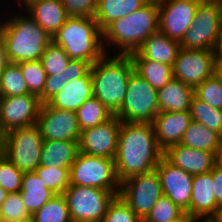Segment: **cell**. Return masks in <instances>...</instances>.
I'll return each mask as SVG.
<instances>
[{"mask_svg":"<svg viewBox=\"0 0 222 222\" xmlns=\"http://www.w3.org/2000/svg\"><path fill=\"white\" fill-rule=\"evenodd\" d=\"M163 154L152 123L121 121L114 159L120 183L132 176L155 170Z\"/></svg>","mask_w":222,"mask_h":222,"instance_id":"6da1fadb","label":"cell"},{"mask_svg":"<svg viewBox=\"0 0 222 222\" xmlns=\"http://www.w3.org/2000/svg\"><path fill=\"white\" fill-rule=\"evenodd\" d=\"M5 21L0 20L7 58L9 62L21 63L41 60L52 42V37L27 13H15Z\"/></svg>","mask_w":222,"mask_h":222,"instance_id":"7a4b0ae2","label":"cell"},{"mask_svg":"<svg viewBox=\"0 0 222 222\" xmlns=\"http://www.w3.org/2000/svg\"><path fill=\"white\" fill-rule=\"evenodd\" d=\"M158 21V5L154 4H145L139 10L113 21L102 31L106 54L111 53L108 52V45L117 48L116 53L120 55L135 52L158 31Z\"/></svg>","mask_w":222,"mask_h":222,"instance_id":"3957f363","label":"cell"},{"mask_svg":"<svg viewBox=\"0 0 222 222\" xmlns=\"http://www.w3.org/2000/svg\"><path fill=\"white\" fill-rule=\"evenodd\" d=\"M134 64L129 55L105 54L91 67L93 96L114 115L122 105Z\"/></svg>","mask_w":222,"mask_h":222,"instance_id":"277c9868","label":"cell"},{"mask_svg":"<svg viewBox=\"0 0 222 222\" xmlns=\"http://www.w3.org/2000/svg\"><path fill=\"white\" fill-rule=\"evenodd\" d=\"M52 41L72 60H84L92 65L106 54L102 30L94 17L69 16Z\"/></svg>","mask_w":222,"mask_h":222,"instance_id":"5b68a950","label":"cell"},{"mask_svg":"<svg viewBox=\"0 0 222 222\" xmlns=\"http://www.w3.org/2000/svg\"><path fill=\"white\" fill-rule=\"evenodd\" d=\"M221 27V0H201L191 27L179 42L180 48L215 50Z\"/></svg>","mask_w":222,"mask_h":222,"instance_id":"8992f818","label":"cell"},{"mask_svg":"<svg viewBox=\"0 0 222 222\" xmlns=\"http://www.w3.org/2000/svg\"><path fill=\"white\" fill-rule=\"evenodd\" d=\"M43 138L39 127L15 128L2 135V153L23 173L40 166Z\"/></svg>","mask_w":222,"mask_h":222,"instance_id":"52a82bcc","label":"cell"},{"mask_svg":"<svg viewBox=\"0 0 222 222\" xmlns=\"http://www.w3.org/2000/svg\"><path fill=\"white\" fill-rule=\"evenodd\" d=\"M70 185L104 189L115 196L120 193L114 159L77 153L70 167Z\"/></svg>","mask_w":222,"mask_h":222,"instance_id":"ba28073f","label":"cell"},{"mask_svg":"<svg viewBox=\"0 0 222 222\" xmlns=\"http://www.w3.org/2000/svg\"><path fill=\"white\" fill-rule=\"evenodd\" d=\"M159 112L157 90L133 71L124 101L114 115L123 122L152 123Z\"/></svg>","mask_w":222,"mask_h":222,"instance_id":"9c48e42d","label":"cell"},{"mask_svg":"<svg viewBox=\"0 0 222 222\" xmlns=\"http://www.w3.org/2000/svg\"><path fill=\"white\" fill-rule=\"evenodd\" d=\"M72 222H102L115 195L107 190L69 185L63 194Z\"/></svg>","mask_w":222,"mask_h":222,"instance_id":"30bf717a","label":"cell"},{"mask_svg":"<svg viewBox=\"0 0 222 222\" xmlns=\"http://www.w3.org/2000/svg\"><path fill=\"white\" fill-rule=\"evenodd\" d=\"M162 195V186L156 170L132 176L120 184L119 196L142 220Z\"/></svg>","mask_w":222,"mask_h":222,"instance_id":"8fae6325","label":"cell"},{"mask_svg":"<svg viewBox=\"0 0 222 222\" xmlns=\"http://www.w3.org/2000/svg\"><path fill=\"white\" fill-rule=\"evenodd\" d=\"M172 70L174 79L195 88L216 72L215 50L180 48Z\"/></svg>","mask_w":222,"mask_h":222,"instance_id":"7c38bea8","label":"cell"},{"mask_svg":"<svg viewBox=\"0 0 222 222\" xmlns=\"http://www.w3.org/2000/svg\"><path fill=\"white\" fill-rule=\"evenodd\" d=\"M44 141H79L81 129L76 112L41 104L37 123Z\"/></svg>","mask_w":222,"mask_h":222,"instance_id":"4fadbf2b","label":"cell"},{"mask_svg":"<svg viewBox=\"0 0 222 222\" xmlns=\"http://www.w3.org/2000/svg\"><path fill=\"white\" fill-rule=\"evenodd\" d=\"M41 102L33 94L0 96V134L37 123Z\"/></svg>","mask_w":222,"mask_h":222,"instance_id":"5bb4252c","label":"cell"},{"mask_svg":"<svg viewBox=\"0 0 222 222\" xmlns=\"http://www.w3.org/2000/svg\"><path fill=\"white\" fill-rule=\"evenodd\" d=\"M201 0H166L158 6V31L180 42L191 27Z\"/></svg>","mask_w":222,"mask_h":222,"instance_id":"9a60e30c","label":"cell"},{"mask_svg":"<svg viewBox=\"0 0 222 222\" xmlns=\"http://www.w3.org/2000/svg\"><path fill=\"white\" fill-rule=\"evenodd\" d=\"M155 170L160 179L163 195L167 196L190 217L193 175L174 166L164 156L160 159Z\"/></svg>","mask_w":222,"mask_h":222,"instance_id":"2e32d148","label":"cell"},{"mask_svg":"<svg viewBox=\"0 0 222 222\" xmlns=\"http://www.w3.org/2000/svg\"><path fill=\"white\" fill-rule=\"evenodd\" d=\"M121 121L113 116L108 121L81 131L79 152L115 159Z\"/></svg>","mask_w":222,"mask_h":222,"instance_id":"e0dca14e","label":"cell"},{"mask_svg":"<svg viewBox=\"0 0 222 222\" xmlns=\"http://www.w3.org/2000/svg\"><path fill=\"white\" fill-rule=\"evenodd\" d=\"M191 121L190 111H160L152 122L159 148L164 152L170 146L180 144Z\"/></svg>","mask_w":222,"mask_h":222,"instance_id":"ac0fdd59","label":"cell"},{"mask_svg":"<svg viewBox=\"0 0 222 222\" xmlns=\"http://www.w3.org/2000/svg\"><path fill=\"white\" fill-rule=\"evenodd\" d=\"M163 156L174 166L191 175L209 172L214 167V153L189 148L181 144L170 146Z\"/></svg>","mask_w":222,"mask_h":222,"instance_id":"d6986e66","label":"cell"},{"mask_svg":"<svg viewBox=\"0 0 222 222\" xmlns=\"http://www.w3.org/2000/svg\"><path fill=\"white\" fill-rule=\"evenodd\" d=\"M211 171L193 175L192 194L190 199V218L207 221L219 206L213 192Z\"/></svg>","mask_w":222,"mask_h":222,"instance_id":"ffe728a7","label":"cell"},{"mask_svg":"<svg viewBox=\"0 0 222 222\" xmlns=\"http://www.w3.org/2000/svg\"><path fill=\"white\" fill-rule=\"evenodd\" d=\"M91 97H93V83L90 71L85 77L67 81L64 87L47 104L60 110L76 112Z\"/></svg>","mask_w":222,"mask_h":222,"instance_id":"44dd1931","label":"cell"},{"mask_svg":"<svg viewBox=\"0 0 222 222\" xmlns=\"http://www.w3.org/2000/svg\"><path fill=\"white\" fill-rule=\"evenodd\" d=\"M180 44L157 31L146 39L141 46L129 54L130 58H145L173 67Z\"/></svg>","mask_w":222,"mask_h":222,"instance_id":"7402d4cb","label":"cell"},{"mask_svg":"<svg viewBox=\"0 0 222 222\" xmlns=\"http://www.w3.org/2000/svg\"><path fill=\"white\" fill-rule=\"evenodd\" d=\"M24 9L51 37L69 17L61 0H34Z\"/></svg>","mask_w":222,"mask_h":222,"instance_id":"603a6c76","label":"cell"},{"mask_svg":"<svg viewBox=\"0 0 222 222\" xmlns=\"http://www.w3.org/2000/svg\"><path fill=\"white\" fill-rule=\"evenodd\" d=\"M194 88L182 81L172 79L163 88L157 90V101L160 111H190Z\"/></svg>","mask_w":222,"mask_h":222,"instance_id":"cb8c5ba5","label":"cell"},{"mask_svg":"<svg viewBox=\"0 0 222 222\" xmlns=\"http://www.w3.org/2000/svg\"><path fill=\"white\" fill-rule=\"evenodd\" d=\"M79 141H43L40 165L70 168L79 151Z\"/></svg>","mask_w":222,"mask_h":222,"instance_id":"d4e9b609","label":"cell"},{"mask_svg":"<svg viewBox=\"0 0 222 222\" xmlns=\"http://www.w3.org/2000/svg\"><path fill=\"white\" fill-rule=\"evenodd\" d=\"M23 204L32 215L56 194L45 187L35 172H24L19 191Z\"/></svg>","mask_w":222,"mask_h":222,"instance_id":"484cf974","label":"cell"},{"mask_svg":"<svg viewBox=\"0 0 222 222\" xmlns=\"http://www.w3.org/2000/svg\"><path fill=\"white\" fill-rule=\"evenodd\" d=\"M143 0H98L94 19L103 31L110 23L143 7Z\"/></svg>","mask_w":222,"mask_h":222,"instance_id":"4316f807","label":"cell"},{"mask_svg":"<svg viewBox=\"0 0 222 222\" xmlns=\"http://www.w3.org/2000/svg\"><path fill=\"white\" fill-rule=\"evenodd\" d=\"M221 140L222 136L219 133L192 120L184 132L180 144L189 148L215 153Z\"/></svg>","mask_w":222,"mask_h":222,"instance_id":"83f0119b","label":"cell"},{"mask_svg":"<svg viewBox=\"0 0 222 222\" xmlns=\"http://www.w3.org/2000/svg\"><path fill=\"white\" fill-rule=\"evenodd\" d=\"M134 71L143 77L156 90L163 88L173 79L172 67L145 58H131Z\"/></svg>","mask_w":222,"mask_h":222,"instance_id":"f1b7e54d","label":"cell"},{"mask_svg":"<svg viewBox=\"0 0 222 222\" xmlns=\"http://www.w3.org/2000/svg\"><path fill=\"white\" fill-rule=\"evenodd\" d=\"M81 131L100 125L114 115L96 97L86 100L76 111Z\"/></svg>","mask_w":222,"mask_h":222,"instance_id":"f546056e","label":"cell"},{"mask_svg":"<svg viewBox=\"0 0 222 222\" xmlns=\"http://www.w3.org/2000/svg\"><path fill=\"white\" fill-rule=\"evenodd\" d=\"M190 115L193 121L222 136V109L209 106L194 95L191 100Z\"/></svg>","mask_w":222,"mask_h":222,"instance_id":"4dcf8cb0","label":"cell"},{"mask_svg":"<svg viewBox=\"0 0 222 222\" xmlns=\"http://www.w3.org/2000/svg\"><path fill=\"white\" fill-rule=\"evenodd\" d=\"M30 94L18 63L9 62L0 77V96Z\"/></svg>","mask_w":222,"mask_h":222,"instance_id":"1f68e13d","label":"cell"},{"mask_svg":"<svg viewBox=\"0 0 222 222\" xmlns=\"http://www.w3.org/2000/svg\"><path fill=\"white\" fill-rule=\"evenodd\" d=\"M32 215L35 222H72L63 194L55 195Z\"/></svg>","mask_w":222,"mask_h":222,"instance_id":"d6a6232c","label":"cell"},{"mask_svg":"<svg viewBox=\"0 0 222 222\" xmlns=\"http://www.w3.org/2000/svg\"><path fill=\"white\" fill-rule=\"evenodd\" d=\"M70 168L46 167L40 165L34 170L45 187L56 195L64 194L70 185Z\"/></svg>","mask_w":222,"mask_h":222,"instance_id":"836d02e7","label":"cell"},{"mask_svg":"<svg viewBox=\"0 0 222 222\" xmlns=\"http://www.w3.org/2000/svg\"><path fill=\"white\" fill-rule=\"evenodd\" d=\"M194 95L217 109H222V76L215 72L194 88Z\"/></svg>","mask_w":222,"mask_h":222,"instance_id":"e575fe53","label":"cell"},{"mask_svg":"<svg viewBox=\"0 0 222 222\" xmlns=\"http://www.w3.org/2000/svg\"><path fill=\"white\" fill-rule=\"evenodd\" d=\"M30 94L42 95L47 74L41 60L18 63Z\"/></svg>","mask_w":222,"mask_h":222,"instance_id":"d590c367","label":"cell"},{"mask_svg":"<svg viewBox=\"0 0 222 222\" xmlns=\"http://www.w3.org/2000/svg\"><path fill=\"white\" fill-rule=\"evenodd\" d=\"M71 60L64 49L53 41L47 46L41 57V62L47 76L61 73L66 69Z\"/></svg>","mask_w":222,"mask_h":222,"instance_id":"8d00e7d4","label":"cell"},{"mask_svg":"<svg viewBox=\"0 0 222 222\" xmlns=\"http://www.w3.org/2000/svg\"><path fill=\"white\" fill-rule=\"evenodd\" d=\"M184 214L167 196L162 195L143 222H171L180 219Z\"/></svg>","mask_w":222,"mask_h":222,"instance_id":"74e56055","label":"cell"},{"mask_svg":"<svg viewBox=\"0 0 222 222\" xmlns=\"http://www.w3.org/2000/svg\"><path fill=\"white\" fill-rule=\"evenodd\" d=\"M23 172L3 153L0 154V186L9 194L21 189Z\"/></svg>","mask_w":222,"mask_h":222,"instance_id":"f35d334b","label":"cell"},{"mask_svg":"<svg viewBox=\"0 0 222 222\" xmlns=\"http://www.w3.org/2000/svg\"><path fill=\"white\" fill-rule=\"evenodd\" d=\"M30 215L22 202L19 192L9 193L4 203L0 206L1 222H17Z\"/></svg>","mask_w":222,"mask_h":222,"instance_id":"ab89813d","label":"cell"},{"mask_svg":"<svg viewBox=\"0 0 222 222\" xmlns=\"http://www.w3.org/2000/svg\"><path fill=\"white\" fill-rule=\"evenodd\" d=\"M102 222H143L118 195L109 203Z\"/></svg>","mask_w":222,"mask_h":222,"instance_id":"60d3db41","label":"cell"},{"mask_svg":"<svg viewBox=\"0 0 222 222\" xmlns=\"http://www.w3.org/2000/svg\"><path fill=\"white\" fill-rule=\"evenodd\" d=\"M68 16L94 17L98 0H61Z\"/></svg>","mask_w":222,"mask_h":222,"instance_id":"b9f144b4","label":"cell"},{"mask_svg":"<svg viewBox=\"0 0 222 222\" xmlns=\"http://www.w3.org/2000/svg\"><path fill=\"white\" fill-rule=\"evenodd\" d=\"M67 83L62 73L50 75L46 77L42 95L39 97L41 104L47 103L54 95H56Z\"/></svg>","mask_w":222,"mask_h":222,"instance_id":"7bdbcfd3","label":"cell"},{"mask_svg":"<svg viewBox=\"0 0 222 222\" xmlns=\"http://www.w3.org/2000/svg\"><path fill=\"white\" fill-rule=\"evenodd\" d=\"M92 64L84 60H71L61 73L67 81L85 77L91 71Z\"/></svg>","mask_w":222,"mask_h":222,"instance_id":"ee69618b","label":"cell"},{"mask_svg":"<svg viewBox=\"0 0 222 222\" xmlns=\"http://www.w3.org/2000/svg\"><path fill=\"white\" fill-rule=\"evenodd\" d=\"M212 180H213V192L215 200L218 205L222 204V170L213 167L211 170Z\"/></svg>","mask_w":222,"mask_h":222,"instance_id":"f6af8a7d","label":"cell"},{"mask_svg":"<svg viewBox=\"0 0 222 222\" xmlns=\"http://www.w3.org/2000/svg\"><path fill=\"white\" fill-rule=\"evenodd\" d=\"M9 63L8 58H7V53L5 49V43L2 37V34L0 32V77L1 74L6 67V65Z\"/></svg>","mask_w":222,"mask_h":222,"instance_id":"bcb514c9","label":"cell"},{"mask_svg":"<svg viewBox=\"0 0 222 222\" xmlns=\"http://www.w3.org/2000/svg\"><path fill=\"white\" fill-rule=\"evenodd\" d=\"M214 167L222 170V140L214 153Z\"/></svg>","mask_w":222,"mask_h":222,"instance_id":"7dc6e473","label":"cell"},{"mask_svg":"<svg viewBox=\"0 0 222 222\" xmlns=\"http://www.w3.org/2000/svg\"><path fill=\"white\" fill-rule=\"evenodd\" d=\"M208 222H222V204H220L215 213L207 220Z\"/></svg>","mask_w":222,"mask_h":222,"instance_id":"c3c4849f","label":"cell"},{"mask_svg":"<svg viewBox=\"0 0 222 222\" xmlns=\"http://www.w3.org/2000/svg\"><path fill=\"white\" fill-rule=\"evenodd\" d=\"M215 56H222V27L219 33L218 42L215 48Z\"/></svg>","mask_w":222,"mask_h":222,"instance_id":"681fc988","label":"cell"},{"mask_svg":"<svg viewBox=\"0 0 222 222\" xmlns=\"http://www.w3.org/2000/svg\"><path fill=\"white\" fill-rule=\"evenodd\" d=\"M216 58V72L222 76V56H215Z\"/></svg>","mask_w":222,"mask_h":222,"instance_id":"f907efd6","label":"cell"},{"mask_svg":"<svg viewBox=\"0 0 222 222\" xmlns=\"http://www.w3.org/2000/svg\"><path fill=\"white\" fill-rule=\"evenodd\" d=\"M8 196V193L0 186V206L4 203Z\"/></svg>","mask_w":222,"mask_h":222,"instance_id":"816d5d0a","label":"cell"},{"mask_svg":"<svg viewBox=\"0 0 222 222\" xmlns=\"http://www.w3.org/2000/svg\"><path fill=\"white\" fill-rule=\"evenodd\" d=\"M146 4H154V5H161L166 0H143Z\"/></svg>","mask_w":222,"mask_h":222,"instance_id":"f5cc1de1","label":"cell"},{"mask_svg":"<svg viewBox=\"0 0 222 222\" xmlns=\"http://www.w3.org/2000/svg\"><path fill=\"white\" fill-rule=\"evenodd\" d=\"M32 1H34V0H18V1L16 0L15 2H16V4L21 3L19 7L22 6L21 8L23 9L24 7H26Z\"/></svg>","mask_w":222,"mask_h":222,"instance_id":"db71d44e","label":"cell"},{"mask_svg":"<svg viewBox=\"0 0 222 222\" xmlns=\"http://www.w3.org/2000/svg\"><path fill=\"white\" fill-rule=\"evenodd\" d=\"M191 220L192 219L189 216L184 214L180 219L174 220V221H171V222H190Z\"/></svg>","mask_w":222,"mask_h":222,"instance_id":"11a10c76","label":"cell"},{"mask_svg":"<svg viewBox=\"0 0 222 222\" xmlns=\"http://www.w3.org/2000/svg\"><path fill=\"white\" fill-rule=\"evenodd\" d=\"M17 222H35V219H34L33 215H30V216H28V217H26L24 219H20Z\"/></svg>","mask_w":222,"mask_h":222,"instance_id":"9f6ffc18","label":"cell"},{"mask_svg":"<svg viewBox=\"0 0 222 222\" xmlns=\"http://www.w3.org/2000/svg\"><path fill=\"white\" fill-rule=\"evenodd\" d=\"M2 153V135L0 134V154Z\"/></svg>","mask_w":222,"mask_h":222,"instance_id":"6f0895ef","label":"cell"},{"mask_svg":"<svg viewBox=\"0 0 222 222\" xmlns=\"http://www.w3.org/2000/svg\"><path fill=\"white\" fill-rule=\"evenodd\" d=\"M190 222H200L199 220H191Z\"/></svg>","mask_w":222,"mask_h":222,"instance_id":"680465c9","label":"cell"}]
</instances>
